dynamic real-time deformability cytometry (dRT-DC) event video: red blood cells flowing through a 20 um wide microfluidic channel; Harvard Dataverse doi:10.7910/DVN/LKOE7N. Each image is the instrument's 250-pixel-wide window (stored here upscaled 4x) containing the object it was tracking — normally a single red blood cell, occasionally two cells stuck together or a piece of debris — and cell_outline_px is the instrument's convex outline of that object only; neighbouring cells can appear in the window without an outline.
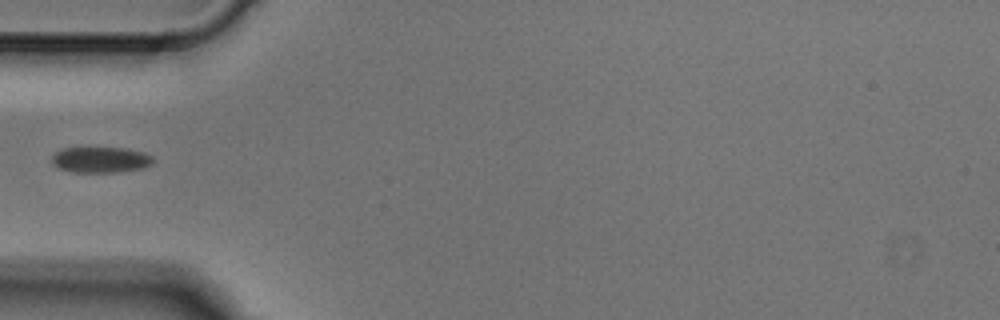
{"species": "Egyptian fruit bat (a non-hibernating species)", "species_latin": "Rousettus aegyptiacus", "temperature_condition": "cold", "stored_images_in_passage": 2, "camera_frame_rate_fps": 3000, "um_per_image_px": 0.085, "animal": {"sex": "male"}, "frame": {"image": 1, "passage_image": 1, "time_ms": 0.0, "image_size_px": [1000, 320], "cell_outline_px": [[156, 160], [152, 164], [144, 168], [120, 172], [72, 172], [60, 168], [52, 164], [52, 156], [56, 152], [64, 148], [124, 148], [144, 152], [152, 156]], "centroid_in_image_um": [8.6, 13.58], "position_along_channel_um": 76.4, "area_um2": 15.32}}
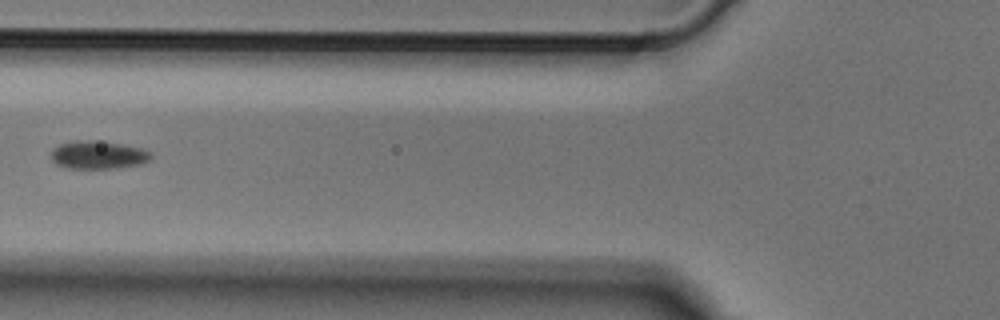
{"frame": {"image": 2, "passage_image": 2, "time_ms": 0.333, "image_size_px": [1000, 320], "cell_outline_px": [[152, 156], [144, 164], [116, 168], [64, 168], [56, 164], [52, 160], [52, 152], [60, 144], [76, 140], [88, 140], [120, 144], [140, 148], [152, 152]], "centroid_in_image_um": [8.36, 13.18], "position_along_channel_um": 117.4, "area_um2": 16.18}}